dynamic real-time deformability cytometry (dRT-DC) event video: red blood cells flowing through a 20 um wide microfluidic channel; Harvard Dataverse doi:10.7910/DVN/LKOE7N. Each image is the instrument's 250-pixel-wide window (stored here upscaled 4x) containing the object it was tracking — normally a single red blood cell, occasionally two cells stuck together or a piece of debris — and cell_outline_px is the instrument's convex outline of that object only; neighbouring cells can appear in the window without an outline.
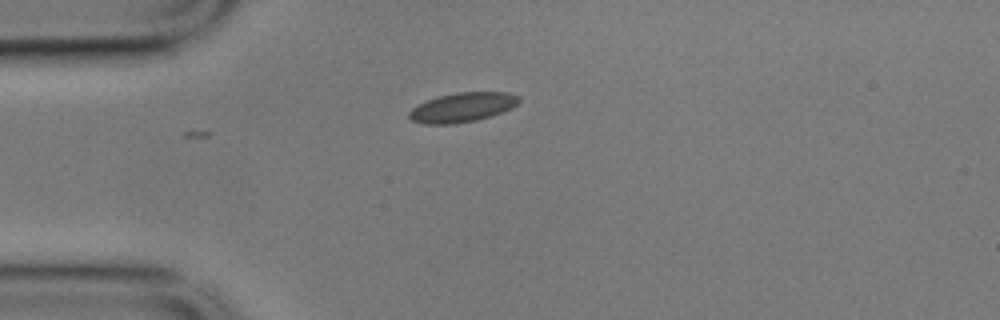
{"species": "common noctule bat (a hibernating species)", "species_latin": "Nyctalus noctula", "temperature_condition": "cold", "stored_images_in_passage": 8, "camera_frame_rate_fps": 3000, "um_per_image_px": 0.085, "animal": {"sex": "male", "body_mass_g": 17.9}, "frame": {"image": 1, "passage_image": 8, "time_ms": 2.333, "image_size_px": [1000, 320], "cell_outline_px": [[520, 100], [512, 108], [476, 120], [452, 124], [424, 124], [412, 120], [408, 116], [408, 112], [412, 108], [436, 96], [456, 92], [508, 92], [520, 96]], "centroid_in_image_um": [39.29, 9.11], "position_along_channel_um": 45.7, "area_um2": 18.73}}